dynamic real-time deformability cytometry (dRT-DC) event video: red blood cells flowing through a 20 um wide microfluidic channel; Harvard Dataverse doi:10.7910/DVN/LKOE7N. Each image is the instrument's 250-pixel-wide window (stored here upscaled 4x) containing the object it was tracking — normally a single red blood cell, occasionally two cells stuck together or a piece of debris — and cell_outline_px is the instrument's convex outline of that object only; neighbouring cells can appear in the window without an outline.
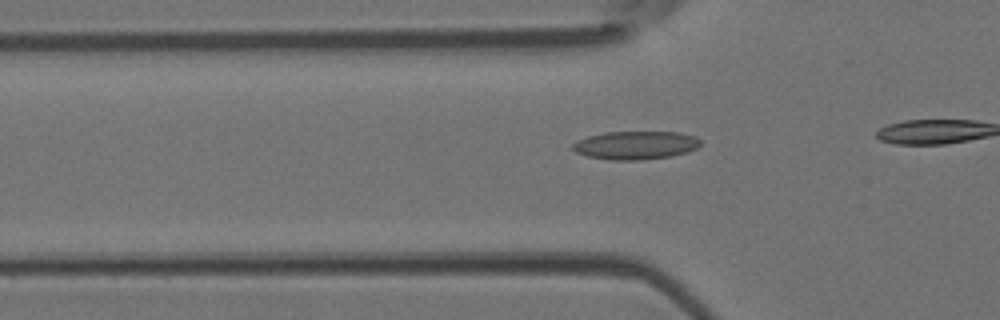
{"species": "Egyptian fruit bat (a non-hibernating species)", "species_latin": "Rousettus aegyptiacus", "temperature_condition": "room temperature", "stored_images_in_passage": 10, "camera_frame_rate_fps": 3000, "um_per_image_px": 0.085, "animal": {"sex": "female"}, "frame": {"image": 1, "passage_image": 5, "time_ms": 1.333, "image_size_px": [1000, 320], "cell_outline_px": [[700, 144], [696, 148], [688, 152], [672, 156], [640, 160], [612, 160], [588, 156], [576, 152], [572, 148], [572, 144], [576, 140], [588, 136], [604, 132], [680, 132], [696, 136], [700, 140]], "centroid_in_image_um": [54.03, 12.34], "position_along_channel_um": 71.8, "area_um2": 21.15}}
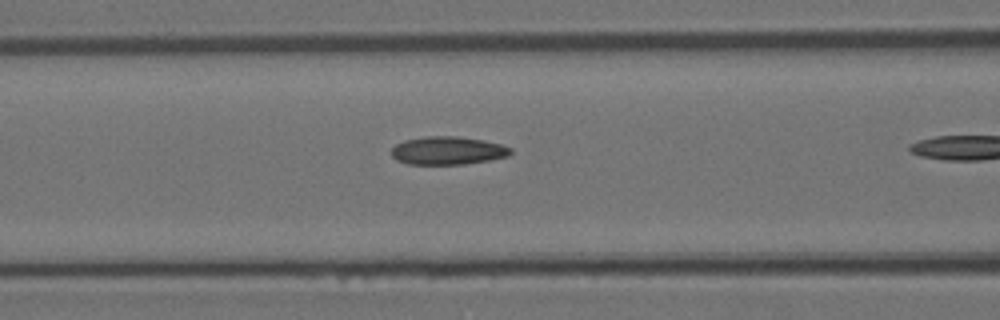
{"frame": {"image": 2, "passage_image": 9, "time_ms": 2.667, "image_size_px": [1000, 320], "cell_outline_px": [[512, 152], [508, 156], [488, 160], [464, 164], [408, 164], [396, 160], [392, 156], [392, 148], [396, 144], [404, 140], [424, 136], [456, 136], [484, 140], [500, 144], [512, 148]], "centroid_in_image_um": [38.05, 12.79], "position_along_channel_um": 128.6, "area_um2": 19.54}}